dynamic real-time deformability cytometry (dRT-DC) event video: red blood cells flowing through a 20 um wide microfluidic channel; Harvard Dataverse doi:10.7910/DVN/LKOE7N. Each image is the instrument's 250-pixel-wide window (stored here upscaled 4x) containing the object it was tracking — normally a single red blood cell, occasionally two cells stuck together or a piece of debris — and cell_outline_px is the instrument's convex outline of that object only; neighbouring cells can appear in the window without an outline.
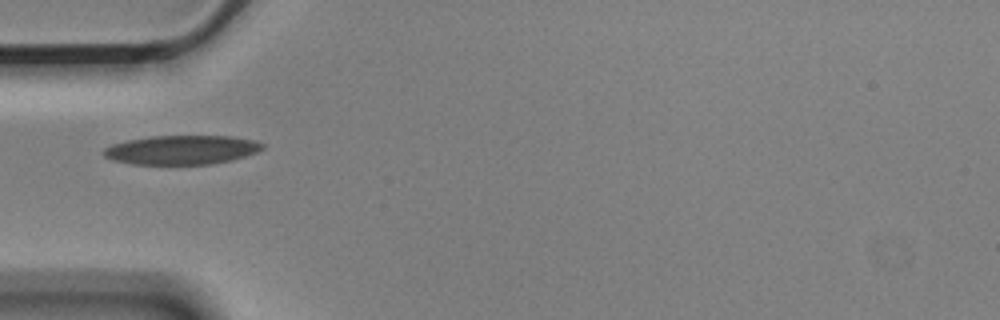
{"species": "Egyptian fruit bat (a non-hibernating species)", "species_latin": "Rousettus aegyptiacus", "temperature_condition": "cold", "stored_images_in_passage": 4, "camera_frame_rate_fps": 3000, "um_per_image_px": 0.085, "animal": {"sex": "male"}, "frame": {"image": 1, "passage_image": 1, "time_ms": 0.0, "image_size_px": [1000, 320], "cell_outline_px": [[264, 148], [256, 152], [232, 160], [212, 164], [132, 164], [112, 160], [104, 156], [100, 152], [104, 148], [112, 144], [128, 140], [152, 136], [232, 136], [256, 140], [264, 144]], "centroid_in_image_um": [15.43, 12.74], "position_along_channel_um": 69.6, "area_um2": 27.05}}
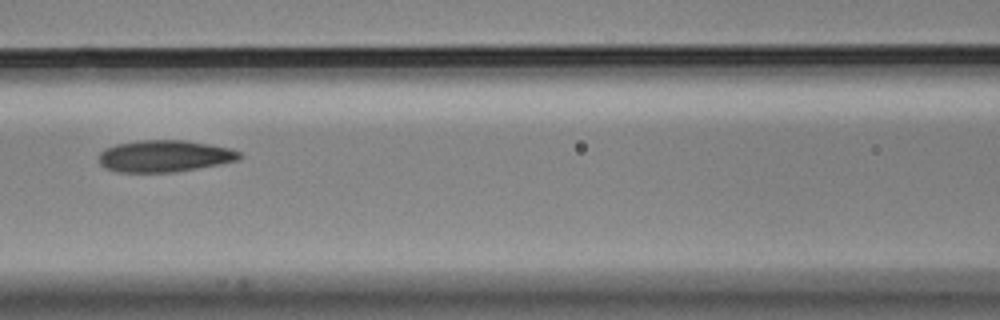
{"frame": {"image": 2, "passage_image": 3, "time_ms": 0.667, "image_size_px": [1000, 320], "cell_outline_px": [[244, 156], [240, 160], [220, 164], [172, 172], [116, 172], [104, 168], [100, 164], [100, 152], [104, 148], [116, 144], [140, 140], [184, 140], [232, 148], [240, 152]], "centroid_in_image_um": [14.0, 13.26], "position_along_channel_um": 152.6, "area_um2": 26.18}}
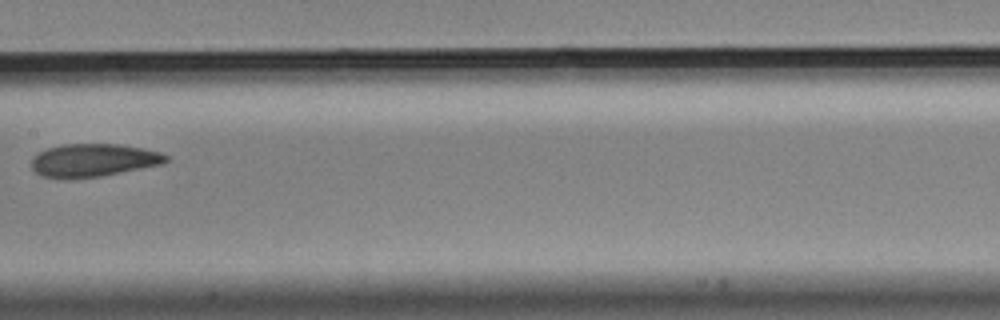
{"frame": {"image": 3, "passage_image": 4, "time_ms": 1.0, "image_size_px": [1000, 320], "cell_outline_px": [[168, 160], [164, 164], [100, 176], [40, 176], [32, 168], [32, 156], [48, 148], [64, 144], [120, 144], [160, 152], [168, 156]], "centroid_in_image_um": [7.98, 13.59], "position_along_channel_um": 199.4, "area_um2": 25.14}}